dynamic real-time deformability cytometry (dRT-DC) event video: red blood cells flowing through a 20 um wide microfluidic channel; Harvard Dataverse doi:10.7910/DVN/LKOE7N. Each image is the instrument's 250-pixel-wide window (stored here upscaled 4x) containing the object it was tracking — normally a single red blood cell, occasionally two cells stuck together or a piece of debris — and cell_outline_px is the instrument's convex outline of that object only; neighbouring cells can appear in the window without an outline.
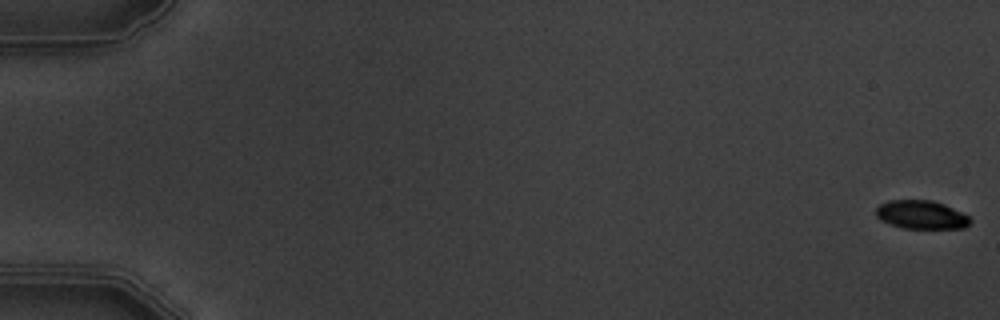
{"species": "common noctule bat (a hibernating species)", "species_latin": "Nyctalus noctula", "temperature_condition": "warm", "stored_images_in_passage": 6, "camera_frame_rate_fps": 3000, "um_per_image_px": 0.085, "animal": {"sex": "male", "body_mass_g": 19.5, "forearm_length_mm": 54.6}, "frame": {"image": 1, "passage_image": 1, "time_ms": 0.0, "image_size_px": [1000, 320], "cell_outline_px": [[972, 220], [964, 228], [904, 228], [880, 220], [876, 216], [876, 208], [880, 204], [888, 200], [932, 200], [944, 204], [968, 216]], "centroid_in_image_um": [78.29, 18.24], "position_along_channel_um": 6.7, "area_um2": 15.49}}
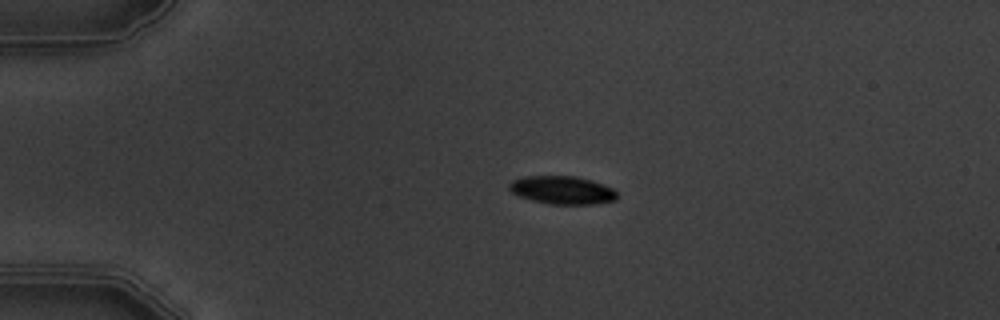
{"frame": {"image": 2, "passage_image": 4, "time_ms": 4.333, "image_size_px": [1000, 320], "cell_outline_px": [[616, 200], [596, 204], [548, 204], [532, 200], [520, 196], [512, 192], [508, 188], [508, 184], [512, 180], [524, 176], [576, 176], [592, 180], [612, 188], [616, 192]], "centroid_in_image_um": [47.77, 16.15], "position_along_channel_um": 37.2, "area_um2": 17.69}}
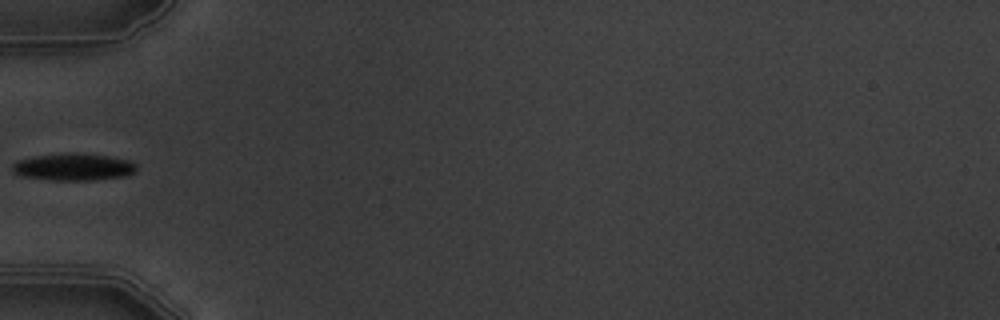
{"frame": {"image": 3, "passage_image": 6, "time_ms": 6.667, "image_size_px": [1000, 320], "cell_outline_px": [[136, 172], [128, 176], [92, 180], [52, 180], [24, 176], [12, 172], [12, 164], [20, 160], [36, 156], [68, 152], [104, 156], [128, 160], [136, 164]], "centroid_in_image_um": [6.27, 14.2], "position_along_channel_um": 78.7, "area_um2": 19.42}}